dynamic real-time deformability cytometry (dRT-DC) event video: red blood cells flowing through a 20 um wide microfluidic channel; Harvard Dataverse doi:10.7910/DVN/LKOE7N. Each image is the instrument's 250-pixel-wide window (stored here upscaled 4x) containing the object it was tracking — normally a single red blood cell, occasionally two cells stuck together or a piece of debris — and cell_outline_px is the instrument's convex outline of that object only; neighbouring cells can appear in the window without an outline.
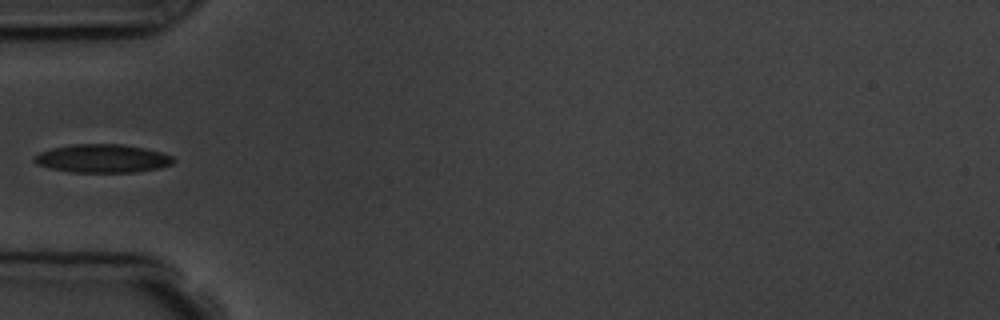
{"species": "common noctule bat (a hibernating species)", "species_latin": "Nyctalus noctula", "temperature_condition": "room temperature", "stored_images_in_passage": 6, "camera_frame_rate_fps": 3000, "um_per_image_px": 0.085, "animal": {"sex": "male", "body_mass_g": 19.5, "forearm_length_mm": 54.6}, "frame": {"image": 1, "passage_image": 6, "time_ms": 5.667, "image_size_px": [1000, 320], "cell_outline_px": [[176, 160], [172, 164], [160, 168], [136, 172], [68, 172], [48, 168], [36, 164], [32, 160], [32, 156], [40, 152], [52, 148], [72, 144], [120, 144], [144, 148], [160, 152], [172, 156]], "centroid_in_image_um": [8.67, 13.48], "position_along_channel_um": 76.3, "area_um2": 23.18}}